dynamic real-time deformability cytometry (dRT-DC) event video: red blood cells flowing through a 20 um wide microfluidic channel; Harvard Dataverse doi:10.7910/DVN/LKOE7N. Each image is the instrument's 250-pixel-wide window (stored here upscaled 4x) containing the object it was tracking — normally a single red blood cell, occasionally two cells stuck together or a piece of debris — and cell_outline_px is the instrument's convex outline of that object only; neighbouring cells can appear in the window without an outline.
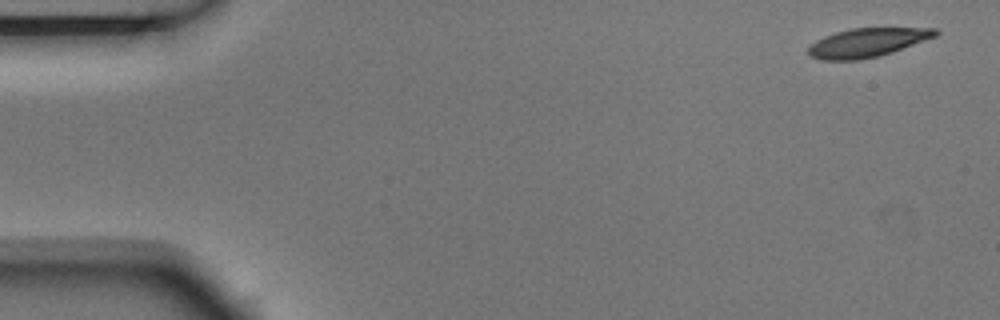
{"species": "Egyptian fruit bat (a non-hibernating species)", "species_latin": "Rousettus aegyptiacus", "temperature_condition": "room temperature", "stored_images_in_passage": 6, "camera_frame_rate_fps": 3000, "um_per_image_px": 0.085, "animal": {"sex": "male"}, "frame": {"image": 1, "passage_image": 1, "time_ms": 0.0, "image_size_px": [1000, 320], "cell_outline_px": [[940, 32], [936, 36], [892, 52], [880, 56], [860, 60], [820, 60], [812, 56], [808, 52], [808, 48], [816, 40], [824, 36], [836, 32], [852, 28], [936, 28]], "centroid_in_image_um": [73.72, 3.62], "position_along_channel_um": 11.3, "area_um2": 21.27}}
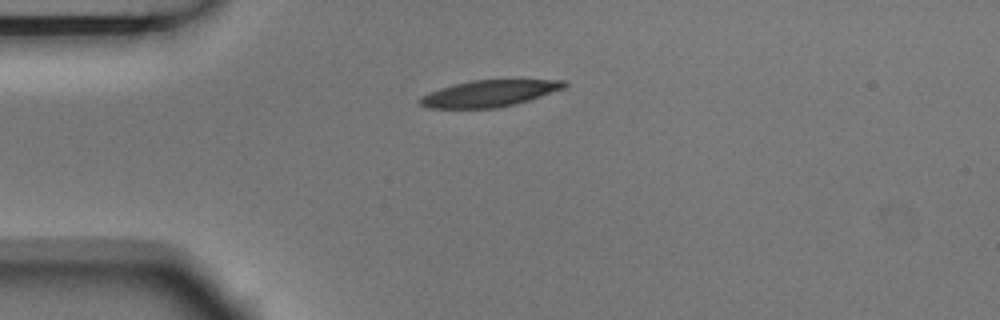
{"frame": {"image": 2, "passage_image": 4, "time_ms": 1.0, "image_size_px": [1000, 320], "cell_outline_px": [[568, 84], [564, 88], [516, 104], [496, 108], [428, 108], [420, 104], [416, 100], [420, 96], [428, 92], [440, 88], [472, 80], [568, 80]], "centroid_in_image_um": [41.55, 7.94], "position_along_channel_um": 43.4, "area_um2": 22.25}}
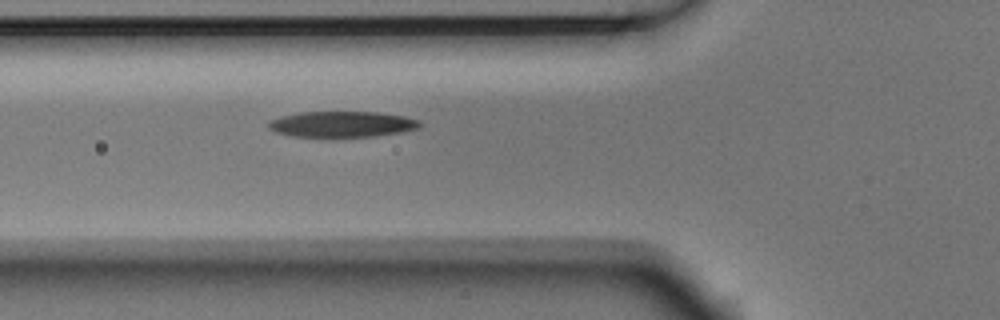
{"frame": {"image": 3, "passage_image": 6, "time_ms": 1.667, "image_size_px": [1000, 320], "cell_outline_px": [[420, 124], [416, 128], [400, 132], [372, 136], [292, 136], [276, 132], [268, 128], [268, 120], [280, 116], [300, 112], [376, 112], [404, 116], [420, 120]], "centroid_in_image_um": [29.01, 10.54], "position_along_channel_um": 96.8, "area_um2": 22.48}}